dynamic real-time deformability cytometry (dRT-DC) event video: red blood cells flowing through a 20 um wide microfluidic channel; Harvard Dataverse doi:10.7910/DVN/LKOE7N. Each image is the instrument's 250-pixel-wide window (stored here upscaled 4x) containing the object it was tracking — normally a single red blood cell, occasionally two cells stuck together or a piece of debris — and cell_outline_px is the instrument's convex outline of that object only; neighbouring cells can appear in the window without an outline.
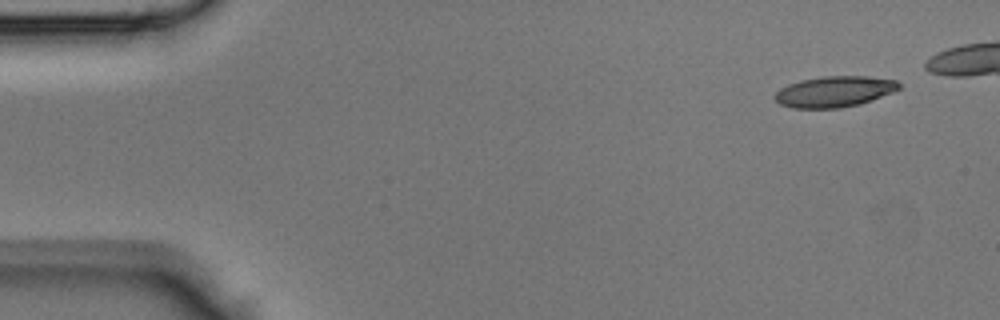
{"species": "Egyptian fruit bat (a non-hibernating species)", "species_latin": "Rousettus aegyptiacus", "temperature_condition": "room temperature", "stored_images_in_passage": 35, "camera_frame_rate_fps": 3000, "um_per_image_px": 0.085, "animal": {"sex": "male"}, "frame": {"image": 1, "passage_image": 1, "time_ms": 0.0, "image_size_px": [1000, 320], "cell_outline_px": [[900, 88], [892, 92], [860, 104], [840, 108], [792, 108], [780, 104], [772, 96], [780, 88], [788, 84], [800, 80], [824, 76], [864, 76], [896, 80], [900, 84]], "centroid_in_image_um": [70.88, 7.79], "position_along_channel_um": 14.1, "area_um2": 22.31}}
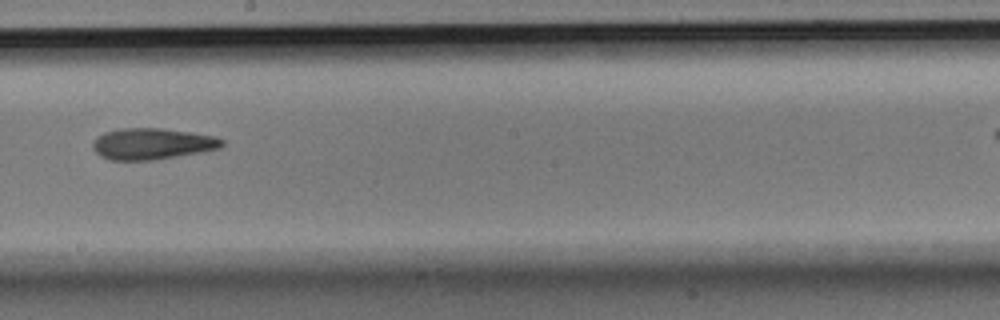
{"frame": {"image": 2, "passage_image": 22, "time_ms": 7.0, "image_size_px": [1000, 320], "cell_outline_px": [[224, 144], [220, 148], [200, 152], [152, 160], [112, 160], [100, 156], [92, 148], [92, 144], [96, 136], [104, 132], [120, 128], [164, 128], [192, 132], [216, 136], [224, 140]], "centroid_in_image_um": [12.92, 12.21], "position_along_channel_um": 235.3, "area_um2": 23.7}}
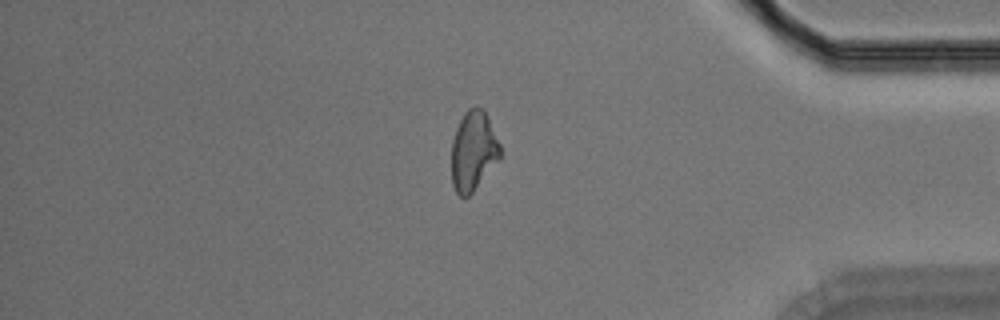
{"frame": {"image": 3, "passage_image": 34, "time_ms": 11.0, "image_size_px": [1000, 320], "cell_outline_px": [[500, 156], [472, 192], [468, 196], [460, 196], [456, 192], [452, 184], [452, 140], [456, 128], [464, 112], [468, 108], [476, 104], [484, 108], [500, 144]], "centroid_in_image_um": [40.21, 12.76], "position_along_channel_um": 395.0, "area_um2": 22.37}}